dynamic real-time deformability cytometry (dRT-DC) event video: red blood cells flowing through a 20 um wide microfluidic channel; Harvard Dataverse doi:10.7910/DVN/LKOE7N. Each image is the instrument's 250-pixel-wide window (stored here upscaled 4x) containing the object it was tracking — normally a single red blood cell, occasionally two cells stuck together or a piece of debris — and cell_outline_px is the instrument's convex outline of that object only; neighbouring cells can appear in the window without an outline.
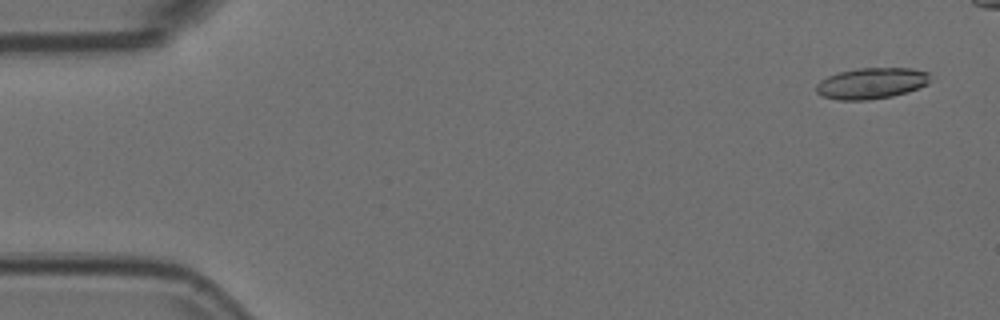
{"species": "Egyptian fruit bat (a non-hibernating species)", "species_latin": "Rousettus aegyptiacus", "temperature_condition": "room temperature", "stored_images_in_passage": 31, "camera_frame_rate_fps": 3000, "um_per_image_px": 0.085, "animal": {"sex": "female"}, "frame": {"image": 1, "passage_image": 3, "time_ms": 0.667, "image_size_px": [1000, 320], "cell_outline_px": [[932, 80], [928, 84], [920, 88], [908, 92], [892, 96], [868, 100], [840, 100], [824, 96], [816, 92], [816, 84], [820, 80], [828, 76], [840, 72], [856, 68], [912, 68], [928, 72]], "centroid_in_image_um": [74.12, 7.07], "position_along_channel_um": 10.9, "area_um2": 20.81}}
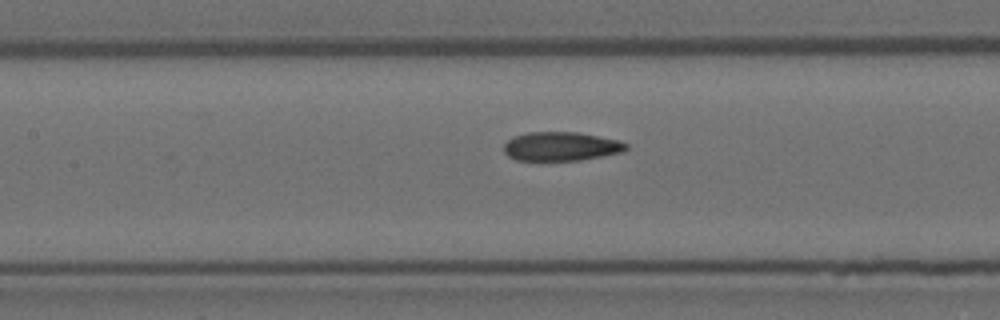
{"frame": {"image": 2, "passage_image": 25, "time_ms": 8.0, "image_size_px": [1000, 320], "cell_outline_px": [[628, 148], [624, 152], [580, 160], [516, 160], [508, 156], [504, 152], [504, 144], [512, 136], [528, 132], [576, 132], [616, 140], [628, 144]], "centroid_in_image_um": [47.66, 12.44], "position_along_channel_um": 159.7, "area_um2": 20.52}}
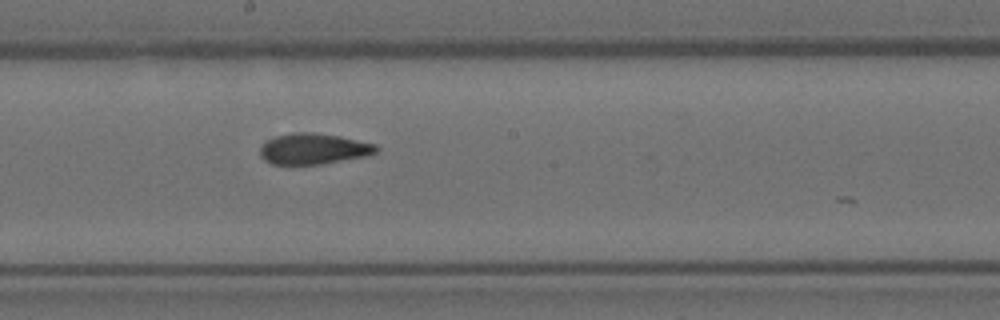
{"frame": {"image": 3, "passage_image": 30, "time_ms": 9.667, "image_size_px": [1000, 320], "cell_outline_px": [[380, 148], [376, 152], [368, 156], [320, 164], [272, 164], [264, 160], [260, 156], [260, 148], [268, 140], [276, 136], [292, 132], [312, 132], [340, 136], [376, 144]], "centroid_in_image_um": [26.67, 12.65], "position_along_channel_um": 221.5, "area_um2": 20.92}}